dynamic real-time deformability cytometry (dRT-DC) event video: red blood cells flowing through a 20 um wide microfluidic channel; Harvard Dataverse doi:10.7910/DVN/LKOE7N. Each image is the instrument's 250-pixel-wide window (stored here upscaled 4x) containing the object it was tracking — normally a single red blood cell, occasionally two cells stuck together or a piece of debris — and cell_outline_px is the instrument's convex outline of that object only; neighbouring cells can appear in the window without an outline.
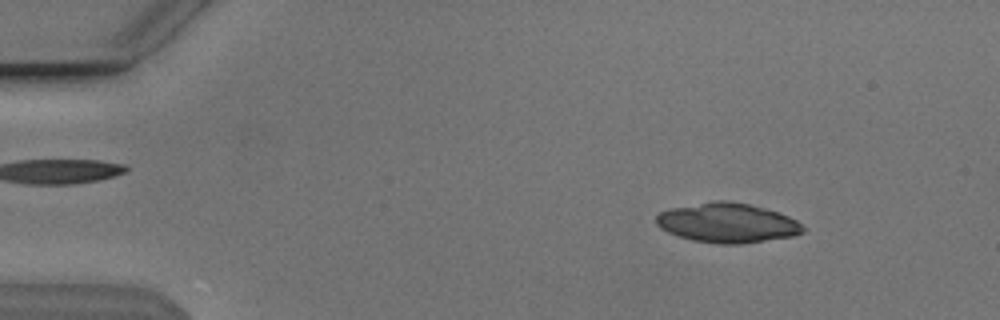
{"species": "Egyptian fruit bat (a non-hibernating species)", "species_latin": "Rousettus aegyptiacus", "temperature_condition": "cold", "stored_images_in_passage": 53, "camera_frame_rate_fps": 3000, "um_per_image_px": 0.085, "animal": {"sex": "male"}, "frame": {"image": 1, "passage_image": 7, "time_ms": 2.0, "image_size_px": [1000, 320], "cell_outline_px": [[804, 232], [796, 236], [740, 244], [716, 244], [692, 240], [668, 232], [660, 228], [656, 224], [656, 216], [660, 212], [672, 208], [716, 200], [724, 200], [748, 204], [764, 208], [788, 216], [796, 220], [804, 228]], "centroid_in_image_um": [61.83, 18.96], "position_along_channel_um": 23.2, "area_um2": 33.7}}